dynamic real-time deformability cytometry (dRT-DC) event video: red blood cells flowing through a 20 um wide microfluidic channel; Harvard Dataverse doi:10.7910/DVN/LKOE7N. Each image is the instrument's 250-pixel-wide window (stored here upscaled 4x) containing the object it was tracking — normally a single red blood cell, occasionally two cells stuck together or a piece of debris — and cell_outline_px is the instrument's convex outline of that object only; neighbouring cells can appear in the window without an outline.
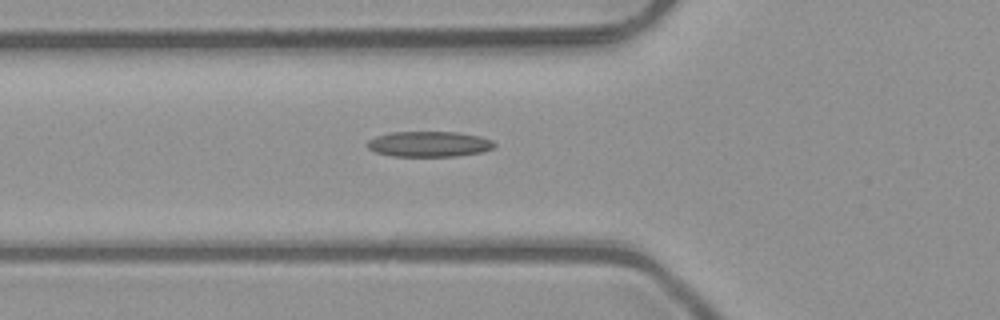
{"species": "common noctule bat (a hibernating species)", "species_latin": "Nyctalus noctula", "temperature_condition": "room temperature", "stored_images_in_passage": 5, "camera_frame_rate_fps": 3000, "um_per_image_px": 0.085, "animal": {"sex": "male", "body_mass_g": 23.1, "forearm_length_mm": 52.7}, "frame": {"image": 1, "passage_image": 5, "time_ms": 1.333, "image_size_px": [1000, 320], "cell_outline_px": [[496, 144], [492, 148], [484, 152], [456, 156], [392, 156], [376, 152], [368, 148], [368, 140], [376, 136], [392, 132], [456, 132], [480, 136], [492, 140]], "centroid_in_image_um": [36.5, 12.24], "position_along_channel_um": 89.3, "area_um2": 18.84}}